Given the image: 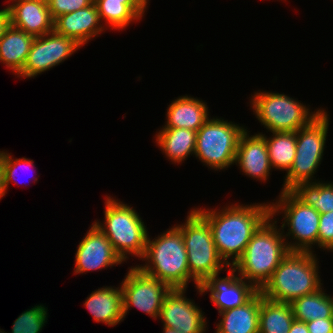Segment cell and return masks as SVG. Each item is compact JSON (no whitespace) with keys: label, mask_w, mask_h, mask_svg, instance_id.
I'll list each match as a JSON object with an SVG mask.
<instances>
[{"label":"cell","mask_w":333,"mask_h":333,"mask_svg":"<svg viewBox=\"0 0 333 333\" xmlns=\"http://www.w3.org/2000/svg\"><path fill=\"white\" fill-rule=\"evenodd\" d=\"M194 209L211 226L217 251L229 267H233L242 257L251 237L271 216L269 202L231 204L222 207L221 210L196 207Z\"/></svg>","instance_id":"1"},{"label":"cell","mask_w":333,"mask_h":333,"mask_svg":"<svg viewBox=\"0 0 333 333\" xmlns=\"http://www.w3.org/2000/svg\"><path fill=\"white\" fill-rule=\"evenodd\" d=\"M270 216L254 233L242 257L232 267L258 291L269 281L275 269L290 252L283 230Z\"/></svg>","instance_id":"2"},{"label":"cell","mask_w":333,"mask_h":333,"mask_svg":"<svg viewBox=\"0 0 333 333\" xmlns=\"http://www.w3.org/2000/svg\"><path fill=\"white\" fill-rule=\"evenodd\" d=\"M145 263L136 265L143 273L167 283L172 289H187L190 281L182 231L175 225L151 240L148 235Z\"/></svg>","instance_id":"3"},{"label":"cell","mask_w":333,"mask_h":333,"mask_svg":"<svg viewBox=\"0 0 333 333\" xmlns=\"http://www.w3.org/2000/svg\"><path fill=\"white\" fill-rule=\"evenodd\" d=\"M314 252H289L260 290L270 300L291 304L322 288Z\"/></svg>","instance_id":"4"},{"label":"cell","mask_w":333,"mask_h":333,"mask_svg":"<svg viewBox=\"0 0 333 333\" xmlns=\"http://www.w3.org/2000/svg\"><path fill=\"white\" fill-rule=\"evenodd\" d=\"M107 196L104 222L94 224L107 236L115 251L126 262L128 255L142 258L148 239V230L136 210L120 200Z\"/></svg>","instance_id":"5"},{"label":"cell","mask_w":333,"mask_h":333,"mask_svg":"<svg viewBox=\"0 0 333 333\" xmlns=\"http://www.w3.org/2000/svg\"><path fill=\"white\" fill-rule=\"evenodd\" d=\"M183 234L187 252L190 281L200 287L209 277L229 267L219 255L213 241L211 226L192 208L183 224L176 225Z\"/></svg>","instance_id":"6"},{"label":"cell","mask_w":333,"mask_h":333,"mask_svg":"<svg viewBox=\"0 0 333 333\" xmlns=\"http://www.w3.org/2000/svg\"><path fill=\"white\" fill-rule=\"evenodd\" d=\"M329 119L323 109L307 126L296 131L295 159L284 177L282 191H290L303 182L318 181L313 178L323 159Z\"/></svg>","instance_id":"7"},{"label":"cell","mask_w":333,"mask_h":333,"mask_svg":"<svg viewBox=\"0 0 333 333\" xmlns=\"http://www.w3.org/2000/svg\"><path fill=\"white\" fill-rule=\"evenodd\" d=\"M251 95L250 104L253 112L269 132H296L307 126L324 109L310 112L301 101L288 95L259 90Z\"/></svg>","instance_id":"8"},{"label":"cell","mask_w":333,"mask_h":333,"mask_svg":"<svg viewBox=\"0 0 333 333\" xmlns=\"http://www.w3.org/2000/svg\"><path fill=\"white\" fill-rule=\"evenodd\" d=\"M276 202H271V216L283 213L280 226L290 252H315L318 247L320 213L312 206L304 204L291 191H281ZM288 227L286 234L284 228ZM291 236V237H290ZM291 238L294 241L289 242ZM313 245V246H312Z\"/></svg>","instance_id":"9"},{"label":"cell","mask_w":333,"mask_h":333,"mask_svg":"<svg viewBox=\"0 0 333 333\" xmlns=\"http://www.w3.org/2000/svg\"><path fill=\"white\" fill-rule=\"evenodd\" d=\"M245 127L223 118L211 117L200 127L194 155L213 170H225L234 165L241 134Z\"/></svg>","instance_id":"10"},{"label":"cell","mask_w":333,"mask_h":333,"mask_svg":"<svg viewBox=\"0 0 333 333\" xmlns=\"http://www.w3.org/2000/svg\"><path fill=\"white\" fill-rule=\"evenodd\" d=\"M120 283L123 294V315L132 307L159 318L165 296L172 289L167 283L143 273L137 266H131Z\"/></svg>","instance_id":"11"},{"label":"cell","mask_w":333,"mask_h":333,"mask_svg":"<svg viewBox=\"0 0 333 333\" xmlns=\"http://www.w3.org/2000/svg\"><path fill=\"white\" fill-rule=\"evenodd\" d=\"M185 288H174L165 296L159 319L163 326L181 333H206L207 320L194 300L185 297Z\"/></svg>","instance_id":"12"},{"label":"cell","mask_w":333,"mask_h":333,"mask_svg":"<svg viewBox=\"0 0 333 333\" xmlns=\"http://www.w3.org/2000/svg\"><path fill=\"white\" fill-rule=\"evenodd\" d=\"M75 253V274L115 267L125 261L115 251L107 236L92 223Z\"/></svg>","instance_id":"13"},{"label":"cell","mask_w":333,"mask_h":333,"mask_svg":"<svg viewBox=\"0 0 333 333\" xmlns=\"http://www.w3.org/2000/svg\"><path fill=\"white\" fill-rule=\"evenodd\" d=\"M226 277L220 274L209 277L200 287H195L199 294L210 292V300L217 307L218 313L236 308L248 302L258 290L241 278L232 267Z\"/></svg>","instance_id":"14"},{"label":"cell","mask_w":333,"mask_h":333,"mask_svg":"<svg viewBox=\"0 0 333 333\" xmlns=\"http://www.w3.org/2000/svg\"><path fill=\"white\" fill-rule=\"evenodd\" d=\"M95 2L71 13L60 15L54 19V31L57 34L73 39L81 47L95 38L108 27L100 23Z\"/></svg>","instance_id":"15"},{"label":"cell","mask_w":333,"mask_h":333,"mask_svg":"<svg viewBox=\"0 0 333 333\" xmlns=\"http://www.w3.org/2000/svg\"><path fill=\"white\" fill-rule=\"evenodd\" d=\"M249 132L246 129L239 138L235 165L239 166L244 175L266 182L272 167L265 137L262 133L250 136Z\"/></svg>","instance_id":"16"},{"label":"cell","mask_w":333,"mask_h":333,"mask_svg":"<svg viewBox=\"0 0 333 333\" xmlns=\"http://www.w3.org/2000/svg\"><path fill=\"white\" fill-rule=\"evenodd\" d=\"M7 6L11 25L27 34L39 37L54 31V19L49 5L38 0H9Z\"/></svg>","instance_id":"17"},{"label":"cell","mask_w":333,"mask_h":333,"mask_svg":"<svg viewBox=\"0 0 333 333\" xmlns=\"http://www.w3.org/2000/svg\"><path fill=\"white\" fill-rule=\"evenodd\" d=\"M171 102L166 113V124L162 128H184L198 131L209 119V107L203 100L183 95Z\"/></svg>","instance_id":"18"},{"label":"cell","mask_w":333,"mask_h":333,"mask_svg":"<svg viewBox=\"0 0 333 333\" xmlns=\"http://www.w3.org/2000/svg\"><path fill=\"white\" fill-rule=\"evenodd\" d=\"M84 306L95 322L115 326L124 321L122 288L103 286L87 297Z\"/></svg>","instance_id":"19"},{"label":"cell","mask_w":333,"mask_h":333,"mask_svg":"<svg viewBox=\"0 0 333 333\" xmlns=\"http://www.w3.org/2000/svg\"><path fill=\"white\" fill-rule=\"evenodd\" d=\"M99 17L112 29L126 28L134 21L141 20L149 0H94Z\"/></svg>","instance_id":"20"},{"label":"cell","mask_w":333,"mask_h":333,"mask_svg":"<svg viewBox=\"0 0 333 333\" xmlns=\"http://www.w3.org/2000/svg\"><path fill=\"white\" fill-rule=\"evenodd\" d=\"M260 291L244 305L219 312L215 333H259Z\"/></svg>","instance_id":"21"},{"label":"cell","mask_w":333,"mask_h":333,"mask_svg":"<svg viewBox=\"0 0 333 333\" xmlns=\"http://www.w3.org/2000/svg\"><path fill=\"white\" fill-rule=\"evenodd\" d=\"M35 37L10 25L0 39V62L18 75L27 60Z\"/></svg>","instance_id":"22"},{"label":"cell","mask_w":333,"mask_h":333,"mask_svg":"<svg viewBox=\"0 0 333 333\" xmlns=\"http://www.w3.org/2000/svg\"><path fill=\"white\" fill-rule=\"evenodd\" d=\"M197 131L184 128H160L156 143L172 163L180 164L188 156L194 155Z\"/></svg>","instance_id":"23"},{"label":"cell","mask_w":333,"mask_h":333,"mask_svg":"<svg viewBox=\"0 0 333 333\" xmlns=\"http://www.w3.org/2000/svg\"><path fill=\"white\" fill-rule=\"evenodd\" d=\"M294 320L291 304L270 300L260 292L259 333H288Z\"/></svg>","instance_id":"24"},{"label":"cell","mask_w":333,"mask_h":333,"mask_svg":"<svg viewBox=\"0 0 333 333\" xmlns=\"http://www.w3.org/2000/svg\"><path fill=\"white\" fill-rule=\"evenodd\" d=\"M323 289L322 287L315 293L304 295L291 303L295 320L306 323L318 318H333L332 297Z\"/></svg>","instance_id":"25"},{"label":"cell","mask_w":333,"mask_h":333,"mask_svg":"<svg viewBox=\"0 0 333 333\" xmlns=\"http://www.w3.org/2000/svg\"><path fill=\"white\" fill-rule=\"evenodd\" d=\"M273 135L265 141L272 169L290 170L295 159L296 132H272Z\"/></svg>","instance_id":"26"},{"label":"cell","mask_w":333,"mask_h":333,"mask_svg":"<svg viewBox=\"0 0 333 333\" xmlns=\"http://www.w3.org/2000/svg\"><path fill=\"white\" fill-rule=\"evenodd\" d=\"M304 204L320 214L333 211V182H303L290 190Z\"/></svg>","instance_id":"27"},{"label":"cell","mask_w":333,"mask_h":333,"mask_svg":"<svg viewBox=\"0 0 333 333\" xmlns=\"http://www.w3.org/2000/svg\"><path fill=\"white\" fill-rule=\"evenodd\" d=\"M45 71H49L47 34L35 37L31 45L26 63L17 77L25 79L34 78Z\"/></svg>","instance_id":"28"},{"label":"cell","mask_w":333,"mask_h":333,"mask_svg":"<svg viewBox=\"0 0 333 333\" xmlns=\"http://www.w3.org/2000/svg\"><path fill=\"white\" fill-rule=\"evenodd\" d=\"M81 46L73 39L57 34L55 31L47 33V54L49 70L68 59Z\"/></svg>","instance_id":"29"},{"label":"cell","mask_w":333,"mask_h":333,"mask_svg":"<svg viewBox=\"0 0 333 333\" xmlns=\"http://www.w3.org/2000/svg\"><path fill=\"white\" fill-rule=\"evenodd\" d=\"M47 307L35 305L17 317L12 325L10 333H40L47 323Z\"/></svg>","instance_id":"30"},{"label":"cell","mask_w":333,"mask_h":333,"mask_svg":"<svg viewBox=\"0 0 333 333\" xmlns=\"http://www.w3.org/2000/svg\"><path fill=\"white\" fill-rule=\"evenodd\" d=\"M33 163L34 161L31 159L25 157L15 159L8 151L4 152L3 180L6 192L8 191L7 189L11 182H14V184L18 185L19 181L16 179V176L18 174L17 173L18 169L21 168L22 166L34 169L33 167L35 165Z\"/></svg>","instance_id":"31"},{"label":"cell","mask_w":333,"mask_h":333,"mask_svg":"<svg viewBox=\"0 0 333 333\" xmlns=\"http://www.w3.org/2000/svg\"><path fill=\"white\" fill-rule=\"evenodd\" d=\"M318 247L333 252V211L320 214Z\"/></svg>","instance_id":"32"},{"label":"cell","mask_w":333,"mask_h":333,"mask_svg":"<svg viewBox=\"0 0 333 333\" xmlns=\"http://www.w3.org/2000/svg\"><path fill=\"white\" fill-rule=\"evenodd\" d=\"M93 2L94 0H53L49 4V10L52 18L55 19L60 15L85 8Z\"/></svg>","instance_id":"33"},{"label":"cell","mask_w":333,"mask_h":333,"mask_svg":"<svg viewBox=\"0 0 333 333\" xmlns=\"http://www.w3.org/2000/svg\"><path fill=\"white\" fill-rule=\"evenodd\" d=\"M309 333H333V318H318L306 322Z\"/></svg>","instance_id":"34"},{"label":"cell","mask_w":333,"mask_h":333,"mask_svg":"<svg viewBox=\"0 0 333 333\" xmlns=\"http://www.w3.org/2000/svg\"><path fill=\"white\" fill-rule=\"evenodd\" d=\"M11 25L10 22V13L8 11V8L4 7V9L0 10V39L4 35L7 28Z\"/></svg>","instance_id":"35"},{"label":"cell","mask_w":333,"mask_h":333,"mask_svg":"<svg viewBox=\"0 0 333 333\" xmlns=\"http://www.w3.org/2000/svg\"><path fill=\"white\" fill-rule=\"evenodd\" d=\"M288 333H309L305 322L294 320Z\"/></svg>","instance_id":"36"},{"label":"cell","mask_w":333,"mask_h":333,"mask_svg":"<svg viewBox=\"0 0 333 333\" xmlns=\"http://www.w3.org/2000/svg\"><path fill=\"white\" fill-rule=\"evenodd\" d=\"M3 164H4V150H0V199L5 197L6 191L4 187V180H3Z\"/></svg>","instance_id":"37"},{"label":"cell","mask_w":333,"mask_h":333,"mask_svg":"<svg viewBox=\"0 0 333 333\" xmlns=\"http://www.w3.org/2000/svg\"><path fill=\"white\" fill-rule=\"evenodd\" d=\"M162 333H181V332H178L176 329L163 326V332Z\"/></svg>","instance_id":"38"},{"label":"cell","mask_w":333,"mask_h":333,"mask_svg":"<svg viewBox=\"0 0 333 333\" xmlns=\"http://www.w3.org/2000/svg\"><path fill=\"white\" fill-rule=\"evenodd\" d=\"M38 1H40V2H42L44 4L49 5L53 0H38Z\"/></svg>","instance_id":"39"},{"label":"cell","mask_w":333,"mask_h":333,"mask_svg":"<svg viewBox=\"0 0 333 333\" xmlns=\"http://www.w3.org/2000/svg\"><path fill=\"white\" fill-rule=\"evenodd\" d=\"M0 333H7V332H5L4 330H1V329H0ZM8 333H9V332H8Z\"/></svg>","instance_id":"40"}]
</instances>
